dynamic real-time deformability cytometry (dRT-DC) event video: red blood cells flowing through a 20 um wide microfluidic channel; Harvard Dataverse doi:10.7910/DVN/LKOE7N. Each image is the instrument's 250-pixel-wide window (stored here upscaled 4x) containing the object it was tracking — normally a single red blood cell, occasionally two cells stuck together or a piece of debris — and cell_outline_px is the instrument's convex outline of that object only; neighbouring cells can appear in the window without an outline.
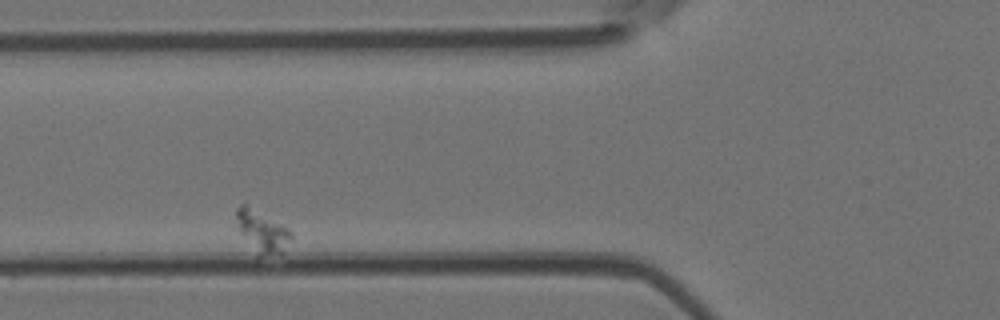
{"species": "Egyptian fruit bat (a non-hibernating species)", "species_latin": "Rousettus aegyptiacus", "temperature_condition": "room temperature", "stored_images_in_passage": 5, "camera_frame_rate_fps": 3000, "um_per_image_px": 0.085, "animal": {"sex": "female"}, "frame": {"image": 1, "passage_image": 2, "time_ms": 0.333, "image_size_px": [1000, 320], "cell_outline_px": [[292, 236], [280, 252], [256, 260], [240, 232], [236, 216], [236, 208], [240, 204], [248, 204], [288, 228]], "centroid_in_image_um": [22.21, 19.7], "position_along_channel_um": 103.6, "area_um2": 13.58}}
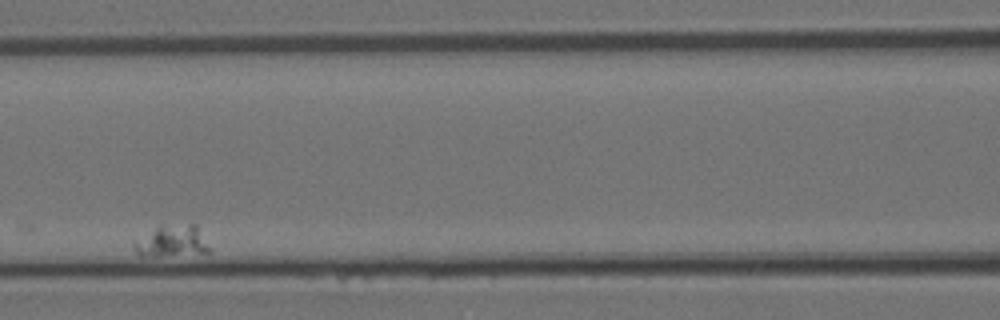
{"frame": {"image": 2, "passage_image": 3, "time_ms": 0.667, "image_size_px": [1000, 320], "cell_outline_px": [[212, 252], [160, 256], [140, 256], [136, 252], [132, 244], [160, 224], [196, 224]], "centroid_in_image_um": [14.62, 20.49], "position_along_channel_um": 152.0, "area_um2": 13.81}}